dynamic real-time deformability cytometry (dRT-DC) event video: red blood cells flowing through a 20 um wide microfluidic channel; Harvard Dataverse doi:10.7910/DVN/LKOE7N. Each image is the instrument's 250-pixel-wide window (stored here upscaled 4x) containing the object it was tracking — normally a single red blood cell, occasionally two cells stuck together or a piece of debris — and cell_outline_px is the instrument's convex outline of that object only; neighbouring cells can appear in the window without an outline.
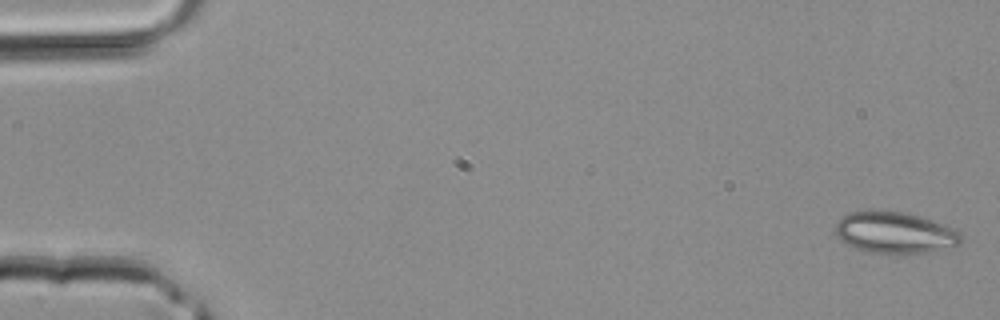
{"species": "common noctule bat (a hibernating species)", "species_latin": "Nyctalus noctula", "temperature_condition": "room temperature", "stored_images_in_passage": 12, "camera_frame_rate_fps": 3000, "um_per_image_px": 0.085, "animal": {"sex": "male", "body_mass_g": 20.4}, "frame": {"image": 1, "passage_image": 1, "time_ms": 0.0, "image_size_px": [1000, 320], "cell_outline_px": [[960, 244], [928, 252], [868, 252], [856, 248], [840, 240], [832, 232], [836, 220], [840, 216], [848, 212], [908, 212], [944, 224], [960, 232]], "centroid_in_image_um": [75.99, 19.76], "position_along_channel_um": 9.0, "area_um2": 29.94}}